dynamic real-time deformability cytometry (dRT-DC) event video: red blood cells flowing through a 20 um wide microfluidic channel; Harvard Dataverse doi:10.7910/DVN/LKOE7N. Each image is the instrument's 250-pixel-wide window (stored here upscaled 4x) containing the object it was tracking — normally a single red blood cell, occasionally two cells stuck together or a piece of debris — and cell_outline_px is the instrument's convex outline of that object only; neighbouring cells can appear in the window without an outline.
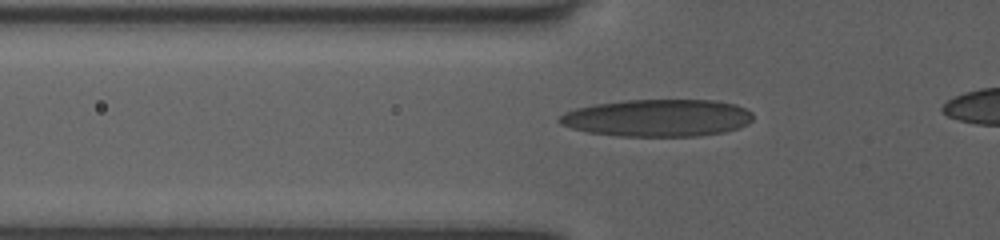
{"species": "human", "species_latin": "Homo sapiens", "temperature_condition": "room temperature", "stored_images_in_passage": 26, "camera_frame_rate_fps": 3000, "um_per_image_px": 0.085, "donor": {"sex": "female"}, "frame": {"image": 1, "passage_image": 17, "time_ms": 2.333, "image_size_px": [1000, 240], "cell_outline_px": [[752, 120], [748, 124], [740, 128], [724, 132], [700, 136], [620, 136], [588, 132], [572, 128], [560, 124], [556, 120], [564, 112], [576, 108], [592, 104], [624, 100], [716, 100], [736, 104], [752, 112]], "centroid_in_image_um": [55.9, 10.02], "position_along_channel_um": 69.9, "area_um2": 42.37}}
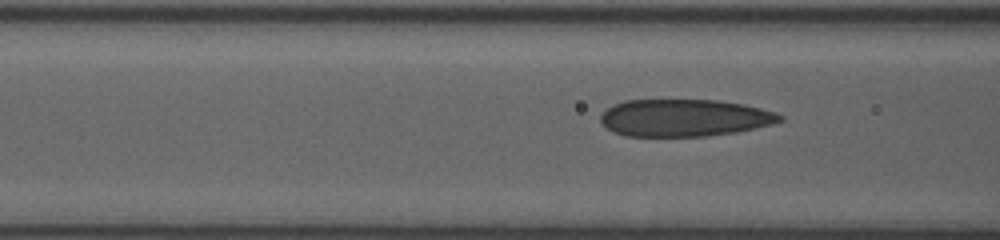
{"frame": {"image": 2, "passage_image": 26, "time_ms": 5.333, "image_size_px": [1000, 240], "cell_outline_px": [[784, 120], [772, 124], [736, 132], [708, 136], [624, 136], [612, 132], [600, 120], [600, 116], [608, 108], [624, 100], [720, 100], [744, 104], [776, 112], [784, 116]], "centroid_in_image_um": [58.2, 10.01], "position_along_channel_um": 108.4, "area_um2": 38.96}}